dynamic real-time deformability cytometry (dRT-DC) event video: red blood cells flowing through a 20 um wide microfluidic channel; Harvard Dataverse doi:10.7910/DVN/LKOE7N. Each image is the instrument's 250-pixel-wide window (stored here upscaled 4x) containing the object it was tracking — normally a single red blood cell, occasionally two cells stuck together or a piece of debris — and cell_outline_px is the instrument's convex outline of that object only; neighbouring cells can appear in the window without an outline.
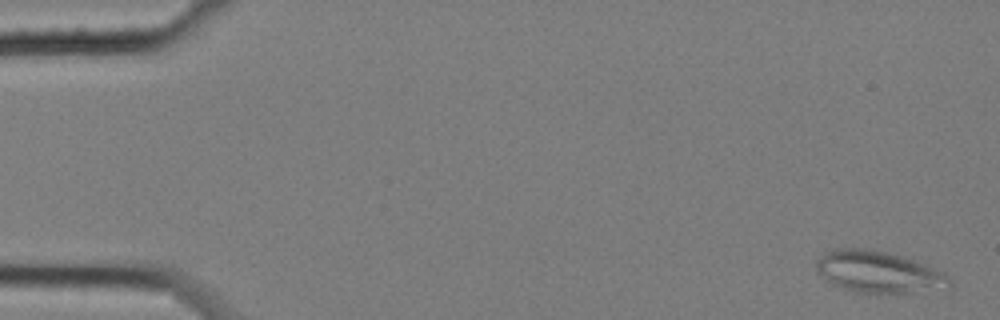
{"species": "common noctule bat (a hibernating species)", "species_latin": "Nyctalus noctula", "temperature_condition": "cold", "stored_images_in_passage": 7, "camera_frame_rate_fps": 3000, "um_per_image_px": 0.085, "animal": {"sex": "female", "body_mass_g": 25.1}, "frame": {"image": 1, "passage_image": 1, "time_ms": 0.0, "image_size_px": [1000, 320], "cell_outline_px": [[952, 288], [948, 292], [852, 292], [836, 288], [820, 276], [816, 272], [816, 260], [824, 252], [832, 248], [872, 248], [904, 256], [916, 260], [944, 272], [952, 280]], "centroid_in_image_um": [74.72, 23.13], "position_along_channel_um": 10.3, "area_um2": 33.64}}
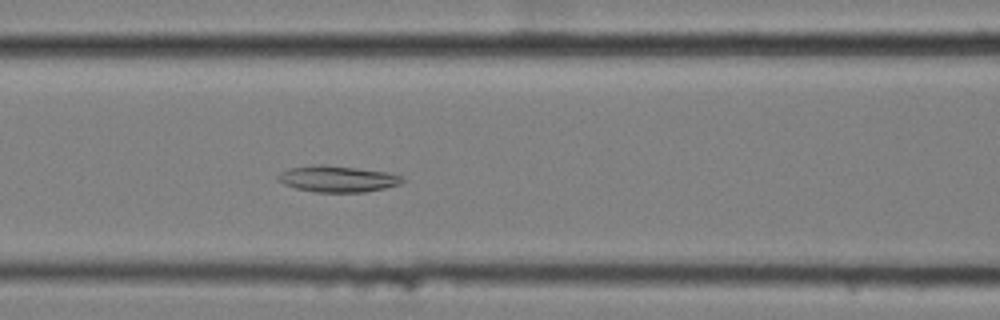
{"frame": {"image": 2, "passage_image": 7, "time_ms": 2.0, "image_size_px": [1000, 320], "cell_outline_px": [[408, 180], [400, 184], [384, 188], [364, 192], [316, 192], [296, 188], [284, 184], [276, 180], [276, 176], [280, 172], [292, 168], [320, 164], [356, 168], [388, 172], [404, 176]], "centroid_in_image_um": [28.73, 15.21], "position_along_channel_um": 137.9, "area_um2": 19.07}}